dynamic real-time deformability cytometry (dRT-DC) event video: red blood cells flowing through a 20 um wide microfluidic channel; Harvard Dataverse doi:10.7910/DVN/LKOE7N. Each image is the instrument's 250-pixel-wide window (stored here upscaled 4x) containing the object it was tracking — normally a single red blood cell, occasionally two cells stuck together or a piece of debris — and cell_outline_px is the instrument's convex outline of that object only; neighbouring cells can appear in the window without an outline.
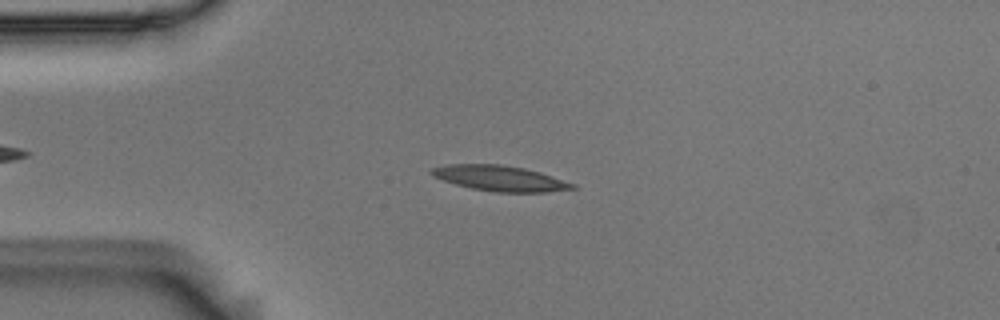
{"species": "Egyptian fruit bat (a non-hibernating species)", "species_latin": "Rousettus aegyptiacus", "temperature_condition": "room temperature", "stored_images_in_passage": 48, "camera_frame_rate_fps": 3000, "um_per_image_px": 0.085, "animal": {"sex": "male"}, "frame": {"image": 1, "passage_image": 6, "time_ms": 1.667, "image_size_px": [1000, 320], "cell_outline_px": [[576, 188], [548, 192], [496, 192], [472, 188], [456, 184], [432, 176], [428, 172], [432, 168], [448, 164], [500, 164], [524, 168], [540, 172], [576, 184]], "centroid_in_image_um": [42.5, 15.15], "position_along_channel_um": 42.5, "area_um2": 20.81}}
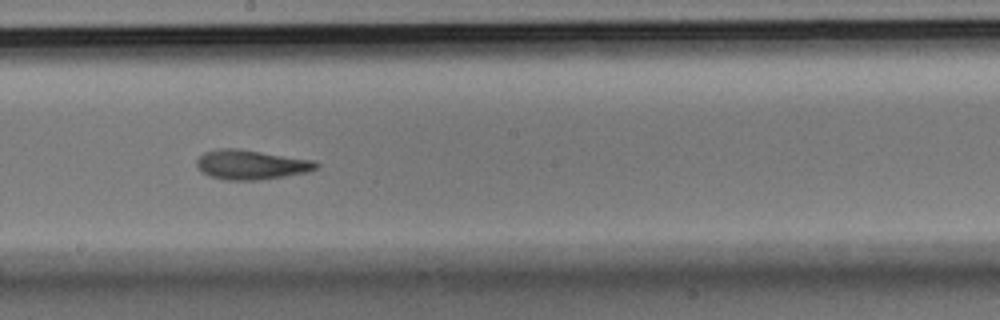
{"frame": {"image": 2, "passage_image": 23, "time_ms": 7.333, "image_size_px": [1000, 320], "cell_outline_px": [[320, 164], [316, 168], [308, 172], [284, 176], [256, 180], [224, 180], [212, 176], [204, 172], [196, 164], [196, 160], [204, 152], [220, 148], [236, 148], [312, 160]], "centroid_in_image_um": [21.34, 13.99], "position_along_channel_um": 226.9, "area_um2": 20.23}}
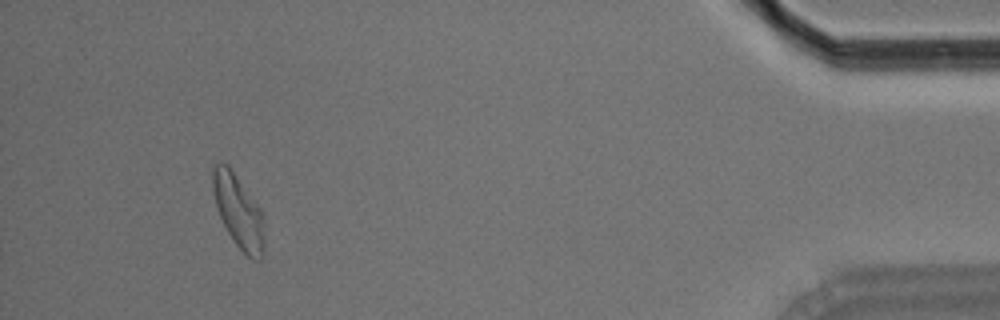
{"frame": {"image": 3, "passage_image": 44, "time_ms": 14.333, "image_size_px": [1000, 320], "cell_outline_px": [[264, 248], [260, 260], [252, 260], [236, 244], [228, 232], [216, 208], [212, 188], [212, 168], [220, 160], [228, 164], [260, 208], [264, 216]], "centroid_in_image_um": [20.26, 17.94], "position_along_channel_um": 414.9, "area_um2": 22.08}, "authors_computed_cell_mechanics": {"area_um2": 20.6635, "velocity_mm_per_s": 3.6304, "shape_relaxation_time_tau1_ms": 8.085, "shape_relaxation_time_tau2_ms": 4.283, "deformation_change_tau1": 0.2274, "deformation_change_tau2": 0.1105}}